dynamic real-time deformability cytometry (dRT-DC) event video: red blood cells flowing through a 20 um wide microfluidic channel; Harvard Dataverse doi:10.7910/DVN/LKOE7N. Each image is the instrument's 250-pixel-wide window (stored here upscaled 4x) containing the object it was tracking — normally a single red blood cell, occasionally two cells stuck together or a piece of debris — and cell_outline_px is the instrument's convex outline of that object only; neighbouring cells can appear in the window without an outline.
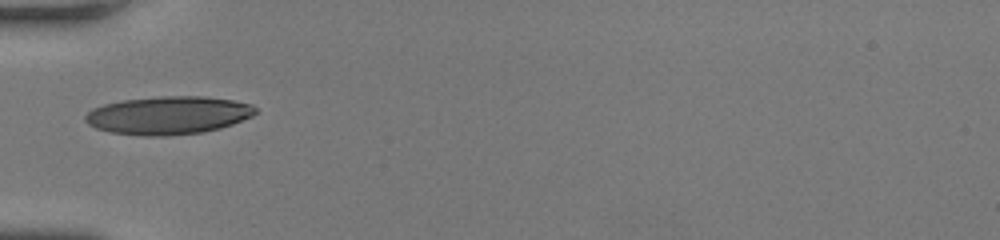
{"species": "human", "species_latin": "Homo sapiens", "temperature_condition": "room temperature", "stored_images_in_passage": 34, "camera_frame_rate_fps": 3000, "um_per_image_px": 0.085, "donor": {"sex": "female"}, "frame": {"image": 1, "passage_image": 1, "time_ms": 0.0, "image_size_px": [1000, 240], "cell_outline_px": [[256, 112], [252, 116], [232, 124], [220, 128], [204, 132], [164, 136], [144, 136], [112, 132], [96, 128], [88, 124], [84, 120], [84, 116], [92, 108], [104, 104], [124, 100], [160, 96], [204, 96], [232, 100], [252, 104], [256, 108]], "centroid_in_image_um": [14.3, 9.8], "position_along_channel_um": 70.7, "area_um2": 37.74}}
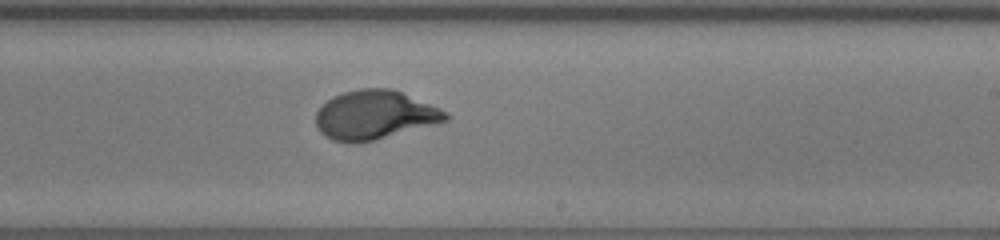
{"frame": {"image": 2, "passage_image": 15, "time_ms": 4.667, "image_size_px": [1000, 240], "cell_outline_px": [[448, 120], [372, 140], [352, 144], [332, 140], [324, 136], [320, 132], [316, 124], [316, 112], [332, 96], [344, 92], [360, 88], [392, 88], [440, 108], [448, 116]], "centroid_in_image_um": [31.79, 9.76], "position_along_channel_um": 257.2, "area_um2": 36.59}}
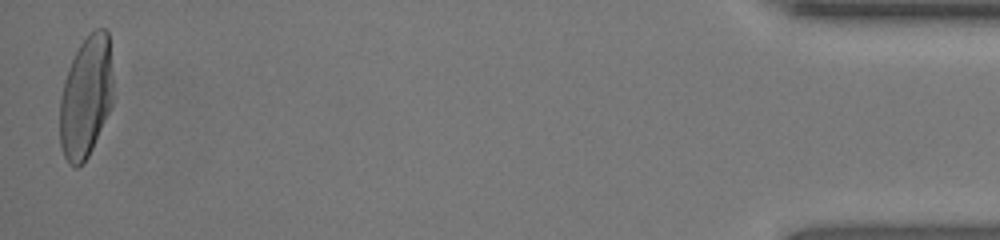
{"frame": {"image": 3, "passage_image": 34, "time_ms": 11.0, "image_size_px": [1000, 240], "cell_outline_px": [[112, 104], [92, 148], [84, 164], [76, 168], [72, 168], [68, 164], [64, 156], [60, 144], [60, 96], [64, 80], [68, 68], [80, 44], [96, 28], [104, 28], [108, 32], [112, 80]], "centroid_in_image_um": [7.28, 8.29], "position_along_channel_um": 427.9, "area_um2": 37.63}, "authors_computed_cell_mechanics": {"area_um2": 36.4718, "velocity_mm_per_s": 4.0317, "shape_relaxation_time_tau1_ms": 3.3734, "shape_relaxation_time_tau2_ms": null, "deformation_change_tau1": 0.21, "deformation_change_tau2": null}}